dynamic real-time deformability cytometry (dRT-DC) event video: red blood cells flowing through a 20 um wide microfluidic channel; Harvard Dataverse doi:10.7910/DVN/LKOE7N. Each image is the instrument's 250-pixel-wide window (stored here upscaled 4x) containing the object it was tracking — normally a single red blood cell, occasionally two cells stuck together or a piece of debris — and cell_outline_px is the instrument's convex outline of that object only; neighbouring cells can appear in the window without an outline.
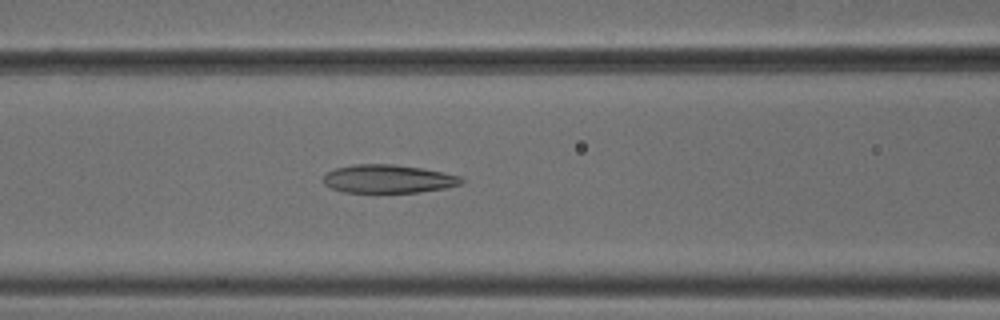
{"species": "common noctule bat (a hibernating species)", "species_latin": "Nyctalus noctula", "temperature_condition": "cold", "stored_images_in_passage": 25, "camera_frame_rate_fps": 3000, "um_per_image_px": 0.085, "animal": {"sex": "male", "body_mass_g": 18.8}, "frame": {"image": 1, "passage_image": 22, "time_ms": 7.0, "image_size_px": [1000, 320], "cell_outline_px": [[464, 180], [460, 184], [448, 188], [420, 192], [344, 192], [332, 188], [324, 184], [324, 176], [328, 172], [336, 168], [352, 164], [392, 164], [420, 168], [444, 172], [460, 176]], "centroid_in_image_um": [33.02, 15.2], "position_along_channel_um": 133.6, "area_um2": 22.72}}
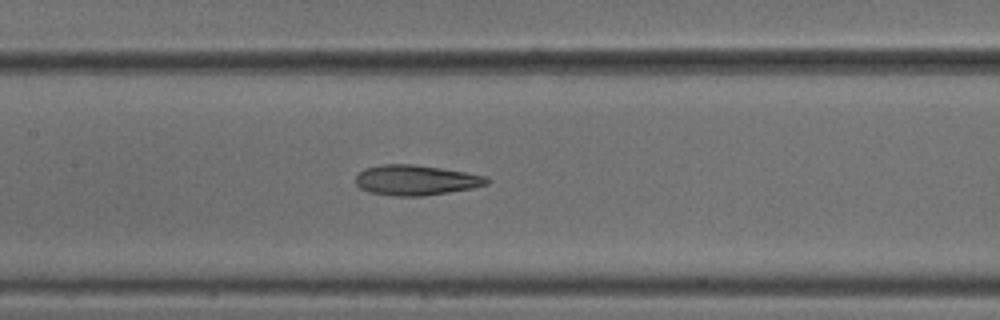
{"frame": {"image": 2, "passage_image": 25, "time_ms": 8.0, "image_size_px": [1000, 320], "cell_outline_px": [[492, 180], [488, 184], [472, 188], [424, 196], [392, 196], [368, 192], [360, 188], [356, 184], [356, 176], [364, 168], [384, 164], [412, 164], [440, 168], [488, 176]], "centroid_in_image_um": [35.36, 15.31], "position_along_channel_um": 172.0, "area_um2": 23.18}}